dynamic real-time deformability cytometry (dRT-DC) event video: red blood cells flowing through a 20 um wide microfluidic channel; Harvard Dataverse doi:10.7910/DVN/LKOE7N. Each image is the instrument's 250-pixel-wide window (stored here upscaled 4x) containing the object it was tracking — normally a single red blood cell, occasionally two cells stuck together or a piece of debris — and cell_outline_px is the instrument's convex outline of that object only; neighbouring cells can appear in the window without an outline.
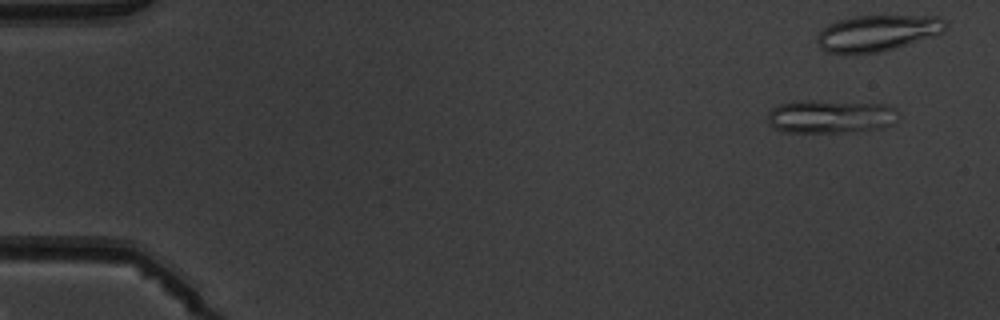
{"species": "common noctule bat (a hibernating species)", "species_latin": "Nyctalus noctula", "temperature_condition": "warm", "stored_images_in_passage": 8, "camera_frame_rate_fps": 3000, "um_per_image_px": 0.085, "animal": {"sex": "male", "body_mass_g": 19.5, "forearm_length_mm": 54.6}, "frame": {"image": 1, "passage_image": 1, "time_ms": 0.0, "image_size_px": [1000, 320], "cell_outline_px": [[896, 120], [892, 124], [884, 128], [844, 132], [780, 132], [768, 124], [768, 112], [772, 108], [780, 104], [792, 100], [820, 100], [888, 104], [896, 112]], "centroid_in_image_um": [70.54, 9.89], "position_along_channel_um": 14.5, "area_um2": 25.78}}
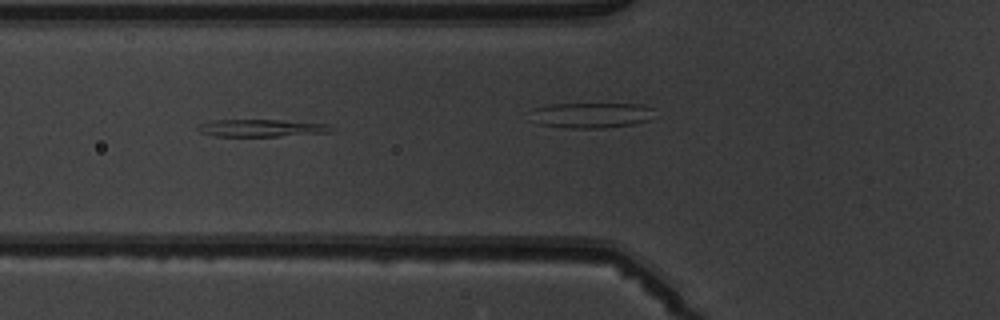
{"frame": {"image": 2, "passage_image": 5, "time_ms": 5.333, "image_size_px": [1000, 320], "cell_outline_px": [[332, 128], [328, 132], [280, 136], [216, 136], [200, 132], [196, 128], [200, 124], [212, 120], [280, 120], [328, 124]], "centroid_in_image_um": [22.17, 10.88], "position_along_channel_um": 103.6, "area_um2": 13.24}}
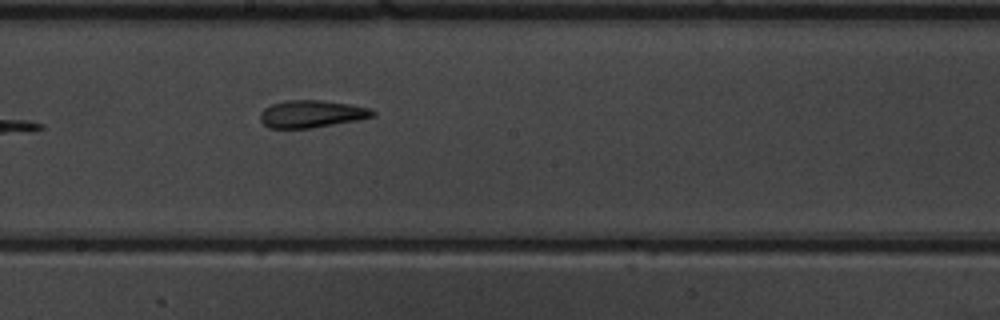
{"frame": {"image": 3, "passage_image": 8, "time_ms": 9.0, "image_size_px": [1000, 320], "cell_outline_px": [[376, 116], [360, 120], [312, 128], [268, 128], [260, 120], [260, 112], [264, 108], [272, 104], [284, 100], [324, 100], [352, 104], [368, 108], [376, 112]], "centroid_in_image_um": [26.51, 9.68], "position_along_channel_um": 221.7, "area_um2": 18.21}}